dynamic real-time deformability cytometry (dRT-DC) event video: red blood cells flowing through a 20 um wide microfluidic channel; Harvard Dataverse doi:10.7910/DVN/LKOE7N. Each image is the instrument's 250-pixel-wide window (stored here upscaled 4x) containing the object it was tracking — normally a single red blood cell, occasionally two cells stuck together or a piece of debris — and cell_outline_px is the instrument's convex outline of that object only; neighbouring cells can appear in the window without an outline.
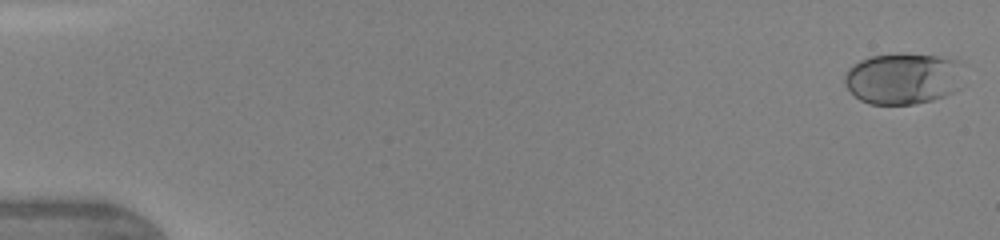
{"species": "human", "species_latin": "Homo sapiens", "temperature_condition": "warm", "stored_images_in_passage": 10, "camera_frame_rate_fps": 3000, "um_per_image_px": 0.085, "donor": {"sex": "female"}, "frame": {"image": 1, "passage_image": 1, "time_ms": 0.0, "image_size_px": [1000, 240], "cell_outline_px": [[964, 64], [956, 88], [952, 92], [944, 96], [932, 100], [916, 104], [868, 104], [860, 100], [844, 84], [844, 76], [848, 68], [860, 60], [868, 56], [900, 52], [936, 56], [960, 60]], "centroid_in_image_um": [76.74, 6.65], "position_along_channel_um": 8.3, "area_um2": 35.95}}
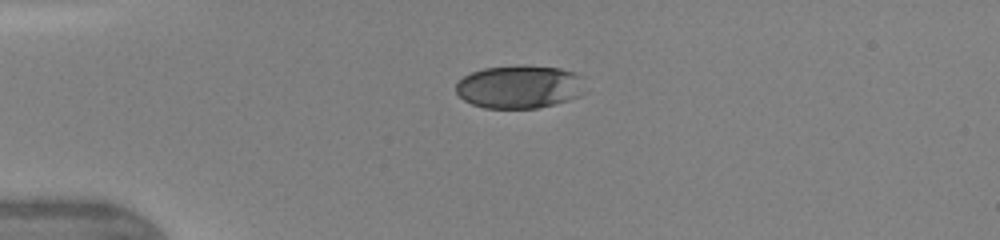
{"frame": {"image": 2, "passage_image": 7, "time_ms": 3.667, "image_size_px": [1000, 240], "cell_outline_px": [[580, 96], [556, 104], [536, 108], [484, 108], [472, 104], [464, 100], [456, 92], [456, 84], [464, 76], [472, 72], [484, 68], [516, 64], [524, 64], [560, 68], [576, 72], [580, 76]], "centroid_in_image_um": [44.11, 7.36], "position_along_channel_um": 40.9, "area_um2": 32.54}}